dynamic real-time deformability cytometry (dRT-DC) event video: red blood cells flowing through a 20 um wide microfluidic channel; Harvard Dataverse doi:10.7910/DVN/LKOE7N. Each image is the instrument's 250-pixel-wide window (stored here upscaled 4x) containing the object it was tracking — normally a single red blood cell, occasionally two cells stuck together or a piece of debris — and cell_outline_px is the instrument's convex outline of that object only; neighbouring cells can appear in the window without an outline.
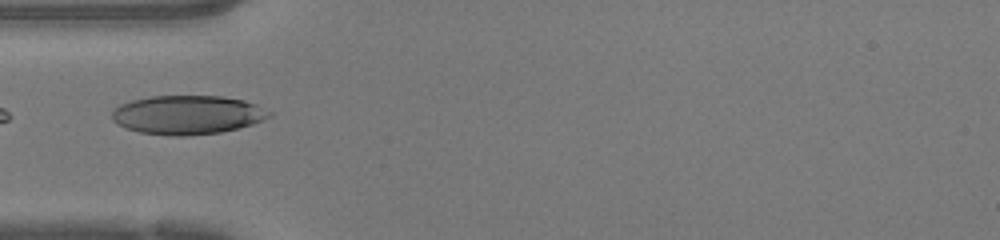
{"species": "human", "species_latin": "Homo sapiens", "temperature_condition": "warm", "stored_images_in_passage": 9, "camera_frame_rate_fps": 3000, "um_per_image_px": 0.085, "donor": {"sex": "female"}, "frame": {"image": 1, "passage_image": 1, "time_ms": 0.0, "image_size_px": [1000, 240], "cell_outline_px": [[272, 116], [264, 120], [252, 124], [220, 132], [188, 136], [172, 136], [140, 132], [116, 124], [112, 120], [112, 112], [120, 104], [132, 100], [152, 96], [224, 96], [244, 100], [256, 104], [272, 112]], "centroid_in_image_um": [15.96, 9.76], "position_along_channel_um": 69.0, "area_um2": 35.72}}
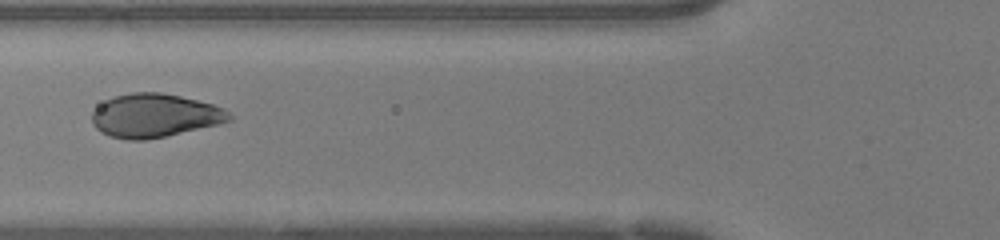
{"frame": {"image": 2, "passage_image": 4, "time_ms": 1.0, "image_size_px": [1000, 240], "cell_outline_px": [[232, 120], [220, 124], [164, 136], [144, 140], [128, 140], [108, 136], [100, 132], [92, 124], [92, 112], [104, 100], [116, 96], [132, 92], [160, 92], [180, 96], [212, 104], [224, 108], [232, 116]], "centroid_in_image_um": [13.13, 9.82], "position_along_channel_um": 112.7, "area_um2": 34.85}}